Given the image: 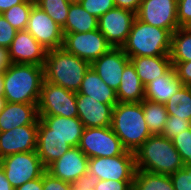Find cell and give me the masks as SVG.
Segmentation results:
<instances>
[{
  "instance_id": "cell-1",
  "label": "cell",
  "mask_w": 191,
  "mask_h": 190,
  "mask_svg": "<svg viewBox=\"0 0 191 190\" xmlns=\"http://www.w3.org/2000/svg\"><path fill=\"white\" fill-rule=\"evenodd\" d=\"M136 170L171 175L184 166L172 140L152 134L135 152Z\"/></svg>"
},
{
  "instance_id": "cell-2",
  "label": "cell",
  "mask_w": 191,
  "mask_h": 190,
  "mask_svg": "<svg viewBox=\"0 0 191 190\" xmlns=\"http://www.w3.org/2000/svg\"><path fill=\"white\" fill-rule=\"evenodd\" d=\"M43 81V66L12 63L4 72L3 96L10 103H38Z\"/></svg>"
},
{
  "instance_id": "cell-3",
  "label": "cell",
  "mask_w": 191,
  "mask_h": 190,
  "mask_svg": "<svg viewBox=\"0 0 191 190\" xmlns=\"http://www.w3.org/2000/svg\"><path fill=\"white\" fill-rule=\"evenodd\" d=\"M111 128L122 146L135 152L151 135L143 114L142 102H118L112 111Z\"/></svg>"
},
{
  "instance_id": "cell-4",
  "label": "cell",
  "mask_w": 191,
  "mask_h": 190,
  "mask_svg": "<svg viewBox=\"0 0 191 190\" xmlns=\"http://www.w3.org/2000/svg\"><path fill=\"white\" fill-rule=\"evenodd\" d=\"M90 63L67 52L63 47L47 51L44 80L78 92Z\"/></svg>"
},
{
  "instance_id": "cell-5",
  "label": "cell",
  "mask_w": 191,
  "mask_h": 190,
  "mask_svg": "<svg viewBox=\"0 0 191 190\" xmlns=\"http://www.w3.org/2000/svg\"><path fill=\"white\" fill-rule=\"evenodd\" d=\"M171 35L167 29L146 24L135 18L122 49L129 58L169 55Z\"/></svg>"
},
{
  "instance_id": "cell-6",
  "label": "cell",
  "mask_w": 191,
  "mask_h": 190,
  "mask_svg": "<svg viewBox=\"0 0 191 190\" xmlns=\"http://www.w3.org/2000/svg\"><path fill=\"white\" fill-rule=\"evenodd\" d=\"M37 107L38 116L78 117L76 92L46 80L42 83Z\"/></svg>"
},
{
  "instance_id": "cell-7",
  "label": "cell",
  "mask_w": 191,
  "mask_h": 190,
  "mask_svg": "<svg viewBox=\"0 0 191 190\" xmlns=\"http://www.w3.org/2000/svg\"><path fill=\"white\" fill-rule=\"evenodd\" d=\"M0 166L14 189L42 176L46 171L37 151L16 153L3 157Z\"/></svg>"
},
{
  "instance_id": "cell-8",
  "label": "cell",
  "mask_w": 191,
  "mask_h": 190,
  "mask_svg": "<svg viewBox=\"0 0 191 190\" xmlns=\"http://www.w3.org/2000/svg\"><path fill=\"white\" fill-rule=\"evenodd\" d=\"M78 147L88 158L115 157L126 151L111 126L84 128Z\"/></svg>"
},
{
  "instance_id": "cell-9",
  "label": "cell",
  "mask_w": 191,
  "mask_h": 190,
  "mask_svg": "<svg viewBox=\"0 0 191 190\" xmlns=\"http://www.w3.org/2000/svg\"><path fill=\"white\" fill-rule=\"evenodd\" d=\"M136 172L135 153L126 150L115 157H94L88 159V173L99 180L134 181Z\"/></svg>"
},
{
  "instance_id": "cell-10",
  "label": "cell",
  "mask_w": 191,
  "mask_h": 190,
  "mask_svg": "<svg viewBox=\"0 0 191 190\" xmlns=\"http://www.w3.org/2000/svg\"><path fill=\"white\" fill-rule=\"evenodd\" d=\"M63 34L62 47L90 64L112 48L98 29L85 33Z\"/></svg>"
},
{
  "instance_id": "cell-11",
  "label": "cell",
  "mask_w": 191,
  "mask_h": 190,
  "mask_svg": "<svg viewBox=\"0 0 191 190\" xmlns=\"http://www.w3.org/2000/svg\"><path fill=\"white\" fill-rule=\"evenodd\" d=\"M135 18V12L115 7L98 18V30L113 48H122Z\"/></svg>"
},
{
  "instance_id": "cell-12",
  "label": "cell",
  "mask_w": 191,
  "mask_h": 190,
  "mask_svg": "<svg viewBox=\"0 0 191 190\" xmlns=\"http://www.w3.org/2000/svg\"><path fill=\"white\" fill-rule=\"evenodd\" d=\"M47 50L61 48L64 34L59 26L44 10L33 5L26 29Z\"/></svg>"
},
{
  "instance_id": "cell-13",
  "label": "cell",
  "mask_w": 191,
  "mask_h": 190,
  "mask_svg": "<svg viewBox=\"0 0 191 190\" xmlns=\"http://www.w3.org/2000/svg\"><path fill=\"white\" fill-rule=\"evenodd\" d=\"M136 18L146 24L167 29L171 34L180 28L177 0H142Z\"/></svg>"
},
{
  "instance_id": "cell-14",
  "label": "cell",
  "mask_w": 191,
  "mask_h": 190,
  "mask_svg": "<svg viewBox=\"0 0 191 190\" xmlns=\"http://www.w3.org/2000/svg\"><path fill=\"white\" fill-rule=\"evenodd\" d=\"M83 130L78 117L39 116L38 136H58L71 147L79 146Z\"/></svg>"
},
{
  "instance_id": "cell-15",
  "label": "cell",
  "mask_w": 191,
  "mask_h": 190,
  "mask_svg": "<svg viewBox=\"0 0 191 190\" xmlns=\"http://www.w3.org/2000/svg\"><path fill=\"white\" fill-rule=\"evenodd\" d=\"M38 124H28L0 132V157L37 149Z\"/></svg>"
},
{
  "instance_id": "cell-16",
  "label": "cell",
  "mask_w": 191,
  "mask_h": 190,
  "mask_svg": "<svg viewBox=\"0 0 191 190\" xmlns=\"http://www.w3.org/2000/svg\"><path fill=\"white\" fill-rule=\"evenodd\" d=\"M88 157L77 147H71L61 158L46 167L51 175L73 184L83 174L88 173Z\"/></svg>"
},
{
  "instance_id": "cell-17",
  "label": "cell",
  "mask_w": 191,
  "mask_h": 190,
  "mask_svg": "<svg viewBox=\"0 0 191 190\" xmlns=\"http://www.w3.org/2000/svg\"><path fill=\"white\" fill-rule=\"evenodd\" d=\"M12 63L36 64L44 66L47 49L27 30L17 31L8 48Z\"/></svg>"
},
{
  "instance_id": "cell-18",
  "label": "cell",
  "mask_w": 191,
  "mask_h": 190,
  "mask_svg": "<svg viewBox=\"0 0 191 190\" xmlns=\"http://www.w3.org/2000/svg\"><path fill=\"white\" fill-rule=\"evenodd\" d=\"M129 61V57L122 48L112 47L107 53L93 61L90 66L107 86L117 91L121 83L122 72Z\"/></svg>"
},
{
  "instance_id": "cell-19",
  "label": "cell",
  "mask_w": 191,
  "mask_h": 190,
  "mask_svg": "<svg viewBox=\"0 0 191 190\" xmlns=\"http://www.w3.org/2000/svg\"><path fill=\"white\" fill-rule=\"evenodd\" d=\"M78 119L84 128L107 127L112 123L113 105L104 104L92 97L76 93Z\"/></svg>"
},
{
  "instance_id": "cell-20",
  "label": "cell",
  "mask_w": 191,
  "mask_h": 190,
  "mask_svg": "<svg viewBox=\"0 0 191 190\" xmlns=\"http://www.w3.org/2000/svg\"><path fill=\"white\" fill-rule=\"evenodd\" d=\"M38 103L7 102L0 112V132L28 124H38Z\"/></svg>"
},
{
  "instance_id": "cell-21",
  "label": "cell",
  "mask_w": 191,
  "mask_h": 190,
  "mask_svg": "<svg viewBox=\"0 0 191 190\" xmlns=\"http://www.w3.org/2000/svg\"><path fill=\"white\" fill-rule=\"evenodd\" d=\"M182 86L172 67L165 75L156 77L144 87V99L165 104Z\"/></svg>"
},
{
  "instance_id": "cell-22",
  "label": "cell",
  "mask_w": 191,
  "mask_h": 190,
  "mask_svg": "<svg viewBox=\"0 0 191 190\" xmlns=\"http://www.w3.org/2000/svg\"><path fill=\"white\" fill-rule=\"evenodd\" d=\"M135 67L141 83L145 87L156 77L165 75L173 66L170 55L155 57L141 56L129 58Z\"/></svg>"
},
{
  "instance_id": "cell-23",
  "label": "cell",
  "mask_w": 191,
  "mask_h": 190,
  "mask_svg": "<svg viewBox=\"0 0 191 190\" xmlns=\"http://www.w3.org/2000/svg\"><path fill=\"white\" fill-rule=\"evenodd\" d=\"M76 93L90 96L104 104L115 106L118 103L116 91L107 86L91 66L86 71L80 89Z\"/></svg>"
},
{
  "instance_id": "cell-24",
  "label": "cell",
  "mask_w": 191,
  "mask_h": 190,
  "mask_svg": "<svg viewBox=\"0 0 191 190\" xmlns=\"http://www.w3.org/2000/svg\"><path fill=\"white\" fill-rule=\"evenodd\" d=\"M116 95L118 102H142L144 100V86L131 61L125 65Z\"/></svg>"
},
{
  "instance_id": "cell-25",
  "label": "cell",
  "mask_w": 191,
  "mask_h": 190,
  "mask_svg": "<svg viewBox=\"0 0 191 190\" xmlns=\"http://www.w3.org/2000/svg\"><path fill=\"white\" fill-rule=\"evenodd\" d=\"M98 29V18L88 13L80 3H71L63 33H85Z\"/></svg>"
},
{
  "instance_id": "cell-26",
  "label": "cell",
  "mask_w": 191,
  "mask_h": 190,
  "mask_svg": "<svg viewBox=\"0 0 191 190\" xmlns=\"http://www.w3.org/2000/svg\"><path fill=\"white\" fill-rule=\"evenodd\" d=\"M70 148L71 146L58 136L37 137L36 151L45 167L61 158Z\"/></svg>"
},
{
  "instance_id": "cell-27",
  "label": "cell",
  "mask_w": 191,
  "mask_h": 190,
  "mask_svg": "<svg viewBox=\"0 0 191 190\" xmlns=\"http://www.w3.org/2000/svg\"><path fill=\"white\" fill-rule=\"evenodd\" d=\"M170 60L191 61V27H180L171 35Z\"/></svg>"
},
{
  "instance_id": "cell-28",
  "label": "cell",
  "mask_w": 191,
  "mask_h": 190,
  "mask_svg": "<svg viewBox=\"0 0 191 190\" xmlns=\"http://www.w3.org/2000/svg\"><path fill=\"white\" fill-rule=\"evenodd\" d=\"M132 190H175L170 175L136 170Z\"/></svg>"
},
{
  "instance_id": "cell-29",
  "label": "cell",
  "mask_w": 191,
  "mask_h": 190,
  "mask_svg": "<svg viewBox=\"0 0 191 190\" xmlns=\"http://www.w3.org/2000/svg\"><path fill=\"white\" fill-rule=\"evenodd\" d=\"M143 114L148 129L152 134H162L168 118L165 104L143 100Z\"/></svg>"
},
{
  "instance_id": "cell-30",
  "label": "cell",
  "mask_w": 191,
  "mask_h": 190,
  "mask_svg": "<svg viewBox=\"0 0 191 190\" xmlns=\"http://www.w3.org/2000/svg\"><path fill=\"white\" fill-rule=\"evenodd\" d=\"M168 115L187 119L191 122V86H182L165 103Z\"/></svg>"
},
{
  "instance_id": "cell-31",
  "label": "cell",
  "mask_w": 191,
  "mask_h": 190,
  "mask_svg": "<svg viewBox=\"0 0 191 190\" xmlns=\"http://www.w3.org/2000/svg\"><path fill=\"white\" fill-rule=\"evenodd\" d=\"M35 1L25 0L19 5L12 6L2 13V16L17 30H25L27 27L30 11Z\"/></svg>"
},
{
  "instance_id": "cell-32",
  "label": "cell",
  "mask_w": 191,
  "mask_h": 190,
  "mask_svg": "<svg viewBox=\"0 0 191 190\" xmlns=\"http://www.w3.org/2000/svg\"><path fill=\"white\" fill-rule=\"evenodd\" d=\"M35 4L44 10L62 28L66 24L70 2L67 0H35Z\"/></svg>"
},
{
  "instance_id": "cell-33",
  "label": "cell",
  "mask_w": 191,
  "mask_h": 190,
  "mask_svg": "<svg viewBox=\"0 0 191 190\" xmlns=\"http://www.w3.org/2000/svg\"><path fill=\"white\" fill-rule=\"evenodd\" d=\"M185 166H191V128L184 130L172 139Z\"/></svg>"
},
{
  "instance_id": "cell-34",
  "label": "cell",
  "mask_w": 191,
  "mask_h": 190,
  "mask_svg": "<svg viewBox=\"0 0 191 190\" xmlns=\"http://www.w3.org/2000/svg\"><path fill=\"white\" fill-rule=\"evenodd\" d=\"M191 128V122L185 118L180 119L174 115H168L167 121L165 122V127L161 135L165 138L172 140L179 133L184 132V130Z\"/></svg>"
},
{
  "instance_id": "cell-35",
  "label": "cell",
  "mask_w": 191,
  "mask_h": 190,
  "mask_svg": "<svg viewBox=\"0 0 191 190\" xmlns=\"http://www.w3.org/2000/svg\"><path fill=\"white\" fill-rule=\"evenodd\" d=\"M81 6L91 15L100 18L108 10L115 8L114 0H80Z\"/></svg>"
},
{
  "instance_id": "cell-36",
  "label": "cell",
  "mask_w": 191,
  "mask_h": 190,
  "mask_svg": "<svg viewBox=\"0 0 191 190\" xmlns=\"http://www.w3.org/2000/svg\"><path fill=\"white\" fill-rule=\"evenodd\" d=\"M175 190H191V166H183L170 175Z\"/></svg>"
},
{
  "instance_id": "cell-37",
  "label": "cell",
  "mask_w": 191,
  "mask_h": 190,
  "mask_svg": "<svg viewBox=\"0 0 191 190\" xmlns=\"http://www.w3.org/2000/svg\"><path fill=\"white\" fill-rule=\"evenodd\" d=\"M17 30L0 14V46L9 48Z\"/></svg>"
},
{
  "instance_id": "cell-38",
  "label": "cell",
  "mask_w": 191,
  "mask_h": 190,
  "mask_svg": "<svg viewBox=\"0 0 191 190\" xmlns=\"http://www.w3.org/2000/svg\"><path fill=\"white\" fill-rule=\"evenodd\" d=\"M179 27H191V0H177Z\"/></svg>"
},
{
  "instance_id": "cell-39",
  "label": "cell",
  "mask_w": 191,
  "mask_h": 190,
  "mask_svg": "<svg viewBox=\"0 0 191 190\" xmlns=\"http://www.w3.org/2000/svg\"><path fill=\"white\" fill-rule=\"evenodd\" d=\"M73 184L65 182L51 175L47 171L43 173V190H73Z\"/></svg>"
},
{
  "instance_id": "cell-40",
  "label": "cell",
  "mask_w": 191,
  "mask_h": 190,
  "mask_svg": "<svg viewBox=\"0 0 191 190\" xmlns=\"http://www.w3.org/2000/svg\"><path fill=\"white\" fill-rule=\"evenodd\" d=\"M133 181L99 180L94 190H132Z\"/></svg>"
},
{
  "instance_id": "cell-41",
  "label": "cell",
  "mask_w": 191,
  "mask_h": 190,
  "mask_svg": "<svg viewBox=\"0 0 191 190\" xmlns=\"http://www.w3.org/2000/svg\"><path fill=\"white\" fill-rule=\"evenodd\" d=\"M172 66L183 86H191V61L172 62Z\"/></svg>"
},
{
  "instance_id": "cell-42",
  "label": "cell",
  "mask_w": 191,
  "mask_h": 190,
  "mask_svg": "<svg viewBox=\"0 0 191 190\" xmlns=\"http://www.w3.org/2000/svg\"><path fill=\"white\" fill-rule=\"evenodd\" d=\"M98 182L99 178L96 175L86 173L73 183V187L76 190H94Z\"/></svg>"
},
{
  "instance_id": "cell-43",
  "label": "cell",
  "mask_w": 191,
  "mask_h": 190,
  "mask_svg": "<svg viewBox=\"0 0 191 190\" xmlns=\"http://www.w3.org/2000/svg\"><path fill=\"white\" fill-rule=\"evenodd\" d=\"M142 0H114L117 8L133 11L137 13Z\"/></svg>"
},
{
  "instance_id": "cell-44",
  "label": "cell",
  "mask_w": 191,
  "mask_h": 190,
  "mask_svg": "<svg viewBox=\"0 0 191 190\" xmlns=\"http://www.w3.org/2000/svg\"><path fill=\"white\" fill-rule=\"evenodd\" d=\"M14 190H43V175L22 184L20 187L15 188Z\"/></svg>"
},
{
  "instance_id": "cell-45",
  "label": "cell",
  "mask_w": 191,
  "mask_h": 190,
  "mask_svg": "<svg viewBox=\"0 0 191 190\" xmlns=\"http://www.w3.org/2000/svg\"><path fill=\"white\" fill-rule=\"evenodd\" d=\"M12 64L7 48L0 46V73H4Z\"/></svg>"
},
{
  "instance_id": "cell-46",
  "label": "cell",
  "mask_w": 191,
  "mask_h": 190,
  "mask_svg": "<svg viewBox=\"0 0 191 190\" xmlns=\"http://www.w3.org/2000/svg\"><path fill=\"white\" fill-rule=\"evenodd\" d=\"M25 0H0V14L10 9L12 6L19 5Z\"/></svg>"
},
{
  "instance_id": "cell-47",
  "label": "cell",
  "mask_w": 191,
  "mask_h": 190,
  "mask_svg": "<svg viewBox=\"0 0 191 190\" xmlns=\"http://www.w3.org/2000/svg\"><path fill=\"white\" fill-rule=\"evenodd\" d=\"M0 190H14L10 182L7 180L1 166H0Z\"/></svg>"
},
{
  "instance_id": "cell-48",
  "label": "cell",
  "mask_w": 191,
  "mask_h": 190,
  "mask_svg": "<svg viewBox=\"0 0 191 190\" xmlns=\"http://www.w3.org/2000/svg\"><path fill=\"white\" fill-rule=\"evenodd\" d=\"M4 73H0V96L4 95Z\"/></svg>"
},
{
  "instance_id": "cell-49",
  "label": "cell",
  "mask_w": 191,
  "mask_h": 190,
  "mask_svg": "<svg viewBox=\"0 0 191 190\" xmlns=\"http://www.w3.org/2000/svg\"><path fill=\"white\" fill-rule=\"evenodd\" d=\"M7 101L4 96H0V112L4 109Z\"/></svg>"
},
{
  "instance_id": "cell-50",
  "label": "cell",
  "mask_w": 191,
  "mask_h": 190,
  "mask_svg": "<svg viewBox=\"0 0 191 190\" xmlns=\"http://www.w3.org/2000/svg\"><path fill=\"white\" fill-rule=\"evenodd\" d=\"M67 1L70 3H79L80 2V0H67Z\"/></svg>"
}]
</instances>
